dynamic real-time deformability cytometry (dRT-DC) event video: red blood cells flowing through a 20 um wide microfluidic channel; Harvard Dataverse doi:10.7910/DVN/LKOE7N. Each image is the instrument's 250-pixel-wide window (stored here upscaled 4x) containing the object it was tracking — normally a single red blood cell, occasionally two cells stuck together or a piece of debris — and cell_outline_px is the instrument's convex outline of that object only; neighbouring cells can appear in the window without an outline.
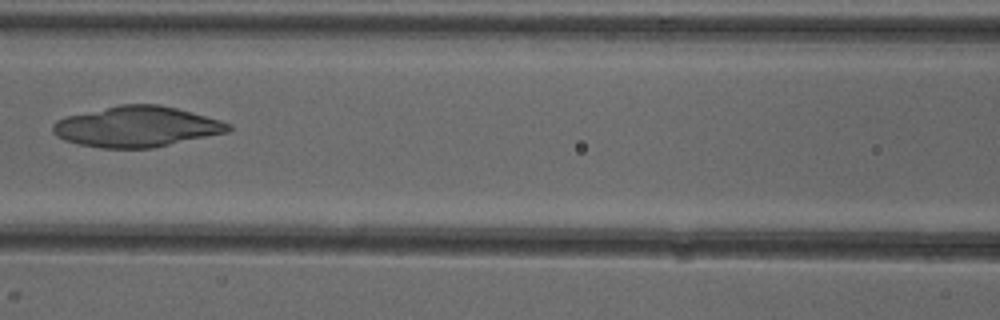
{"species": "common noctule bat (a hibernating species)", "species_latin": "Nyctalus noctula", "temperature_condition": "cold", "stored_images_in_passage": 6, "camera_frame_rate_fps": 3000, "um_per_image_px": 0.085, "animal": {"sex": "female"}, "frame": {"image": 1, "passage_image": 6, "time_ms": 7.0, "image_size_px": [1000, 320], "cell_outline_px": [[232, 128], [228, 132], [152, 148], [100, 148], [76, 144], [64, 140], [56, 136], [52, 132], [52, 124], [56, 120], [64, 116], [120, 104], [160, 104], [192, 112], [220, 120], [232, 124]], "centroid_in_image_um": [11.58, 10.76], "position_along_channel_um": 155.0, "area_um2": 41.79}}